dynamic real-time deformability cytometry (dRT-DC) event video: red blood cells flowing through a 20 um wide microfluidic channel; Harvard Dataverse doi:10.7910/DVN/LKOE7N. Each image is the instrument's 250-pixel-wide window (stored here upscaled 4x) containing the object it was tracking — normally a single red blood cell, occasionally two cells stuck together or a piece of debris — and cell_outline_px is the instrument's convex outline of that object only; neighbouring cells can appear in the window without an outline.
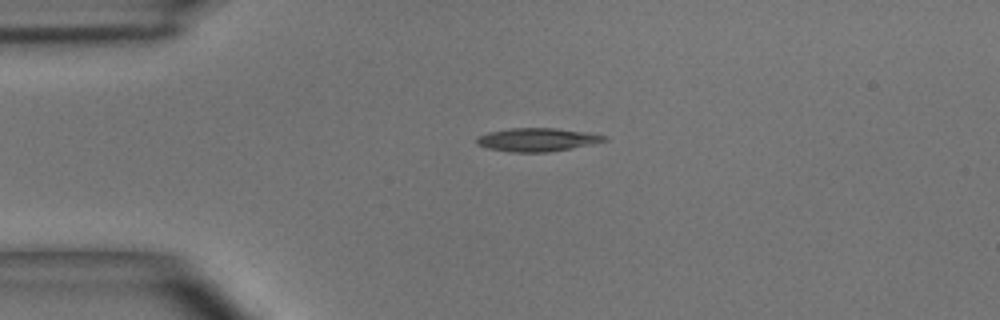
{"species": "common noctule bat (a hibernating species)", "species_latin": "Nyctalus noctula", "temperature_condition": "room temperature", "stored_images_in_passage": 2, "camera_frame_rate_fps": 3000, "um_per_image_px": 0.085, "animal": {"sex": "male", "body_mass_g": 15.6}, "frame": {"image": 1, "passage_image": 1, "time_ms": 0.0, "image_size_px": [1000, 320], "cell_outline_px": [[608, 140], [592, 144], [548, 152], [512, 152], [488, 148], [476, 144], [476, 136], [488, 132], [512, 128], [556, 128], [592, 132], [608, 136]], "centroid_in_image_um": [45.69, 11.86], "position_along_channel_um": 39.3, "area_um2": 17.51}}